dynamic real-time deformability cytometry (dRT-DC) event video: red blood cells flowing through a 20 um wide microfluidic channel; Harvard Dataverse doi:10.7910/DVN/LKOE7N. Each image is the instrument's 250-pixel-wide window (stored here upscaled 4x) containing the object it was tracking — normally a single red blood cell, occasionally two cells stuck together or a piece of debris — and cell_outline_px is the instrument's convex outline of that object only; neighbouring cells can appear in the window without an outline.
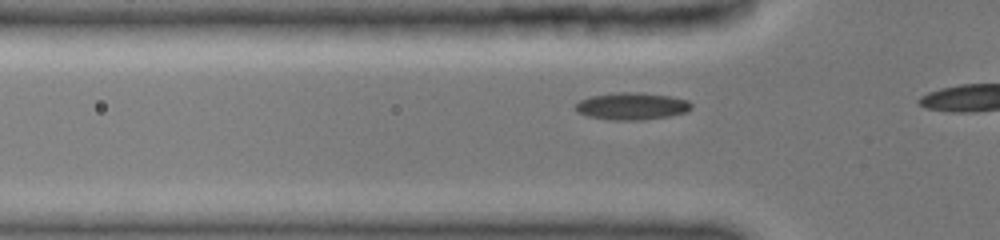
{"species": "common noctule bat (a hibernating species)", "species_latin": "Nyctalus noctula", "temperature_condition": "cold", "stored_images_in_passage": 12, "camera_frame_rate_fps": 3000, "um_per_image_px": 0.085, "animal": {"sex": "female", "body_mass_g": 19.0, "forearm_length_mm": 51.5}, "frame": {"image": 1, "passage_image": 9, "time_ms": 2.667, "image_size_px": [1000, 240], "cell_outline_px": [[692, 108], [688, 112], [668, 116], [636, 120], [616, 120], [588, 116], [580, 112], [576, 108], [576, 104], [580, 100], [592, 96], [620, 92], [636, 92], [668, 96], [688, 100], [692, 104]], "centroid_in_image_um": [53.75, 9.02], "position_along_channel_um": 72.0, "area_um2": 17.98}}